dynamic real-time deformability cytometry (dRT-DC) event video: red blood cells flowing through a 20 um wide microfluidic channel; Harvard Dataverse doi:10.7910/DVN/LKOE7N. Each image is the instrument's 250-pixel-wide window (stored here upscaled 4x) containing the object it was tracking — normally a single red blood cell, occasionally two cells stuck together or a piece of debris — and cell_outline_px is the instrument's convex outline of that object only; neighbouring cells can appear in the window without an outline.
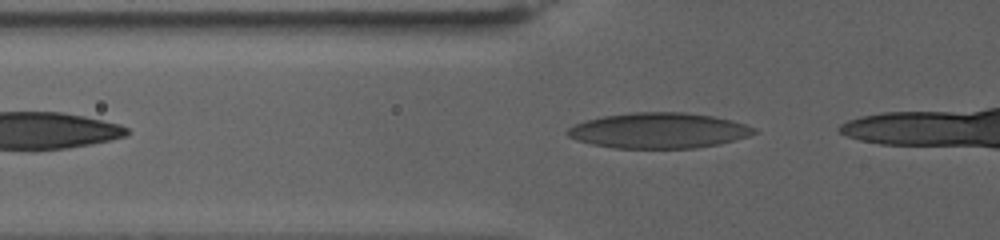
{"species": "human", "species_latin": "Homo sapiens", "temperature_condition": "warm", "stored_images_in_passage": 14, "camera_frame_rate_fps": 3000, "um_per_image_px": 0.085, "donor": {"sex": "female"}, "frame": {"image": 1, "passage_image": 2, "time_ms": 0.333, "image_size_px": [1000, 240], "cell_outline_px": [[756, 132], [748, 136], [716, 144], [696, 148], [612, 148], [592, 144], [576, 140], [568, 136], [564, 132], [568, 128], [576, 124], [588, 120], [604, 116], [632, 112], [684, 112], [712, 116], [744, 124], [756, 128]], "centroid_in_image_um": [55.94, 11.1], "position_along_channel_um": 69.9, "area_um2": 38.26}}
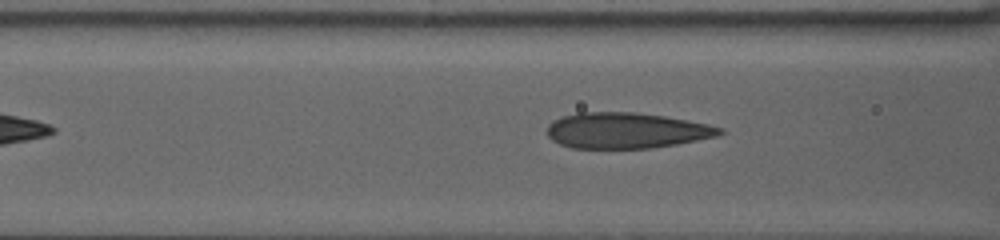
{"frame": {"image": 2, "passage_image": 7, "time_ms": 2.0, "image_size_px": [1000, 240], "cell_outline_px": [[724, 132], [716, 136], [676, 144], [648, 148], [572, 148], [560, 144], [552, 140], [548, 136], [548, 124], [560, 116], [576, 112], [636, 112], [664, 116], [708, 124], [724, 128]], "centroid_in_image_um": [53.2, 11.08], "position_along_channel_um": 113.4, "area_um2": 35.95}}
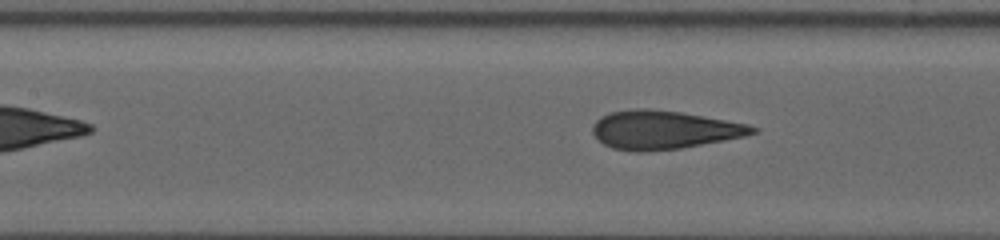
{"frame": {"image": 3, "passage_image": 10, "time_ms": 3.0, "image_size_px": [1000, 240], "cell_outline_px": [[760, 128], [756, 132], [744, 136], [724, 140], [680, 148], [648, 152], [632, 152], [612, 148], [604, 144], [592, 132], [592, 124], [600, 116], [608, 112], [636, 108], [648, 108], [680, 112], [748, 124]], "centroid_in_image_um": [56.38, 11.04], "position_along_channel_um": 151.0, "area_um2": 35.95}}